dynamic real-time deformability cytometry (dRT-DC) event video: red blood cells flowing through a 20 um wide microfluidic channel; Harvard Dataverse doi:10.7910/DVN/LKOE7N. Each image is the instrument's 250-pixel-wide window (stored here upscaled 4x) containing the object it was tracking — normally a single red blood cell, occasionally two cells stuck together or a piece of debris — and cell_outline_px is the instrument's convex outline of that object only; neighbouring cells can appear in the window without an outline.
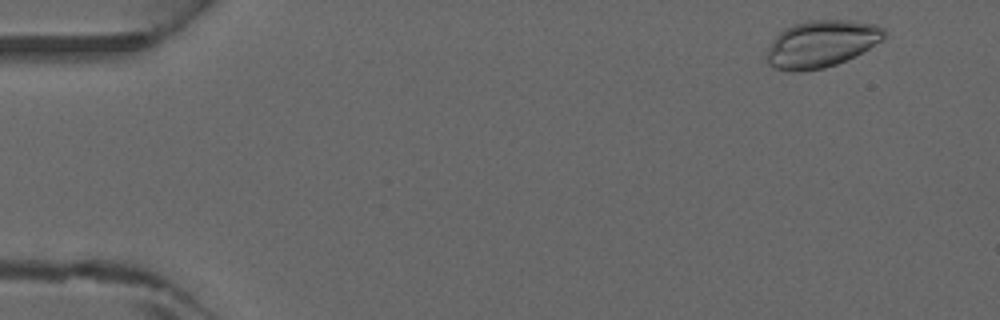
{"species": "common noctule bat (a hibernating species)", "species_latin": "Nyctalus noctula", "temperature_condition": "warm", "stored_images_in_passage": 45, "camera_frame_rate_fps": 3000, "um_per_image_px": 0.085, "animal": {"sex": "male", "forearm_length_mm": 52.5}, "frame": {"image": 1, "passage_image": 3, "time_ms": 0.667, "image_size_px": [1000, 320], "cell_outline_px": [[888, 32], [884, 40], [836, 64], [824, 68], [800, 72], [792, 72], [772, 68], [764, 60], [768, 48], [772, 40], [784, 28], [792, 24], [808, 20], [848, 20], [876, 24], [884, 28]], "centroid_in_image_um": [69.78, 3.73], "position_along_channel_um": 15.2, "area_um2": 32.48}}
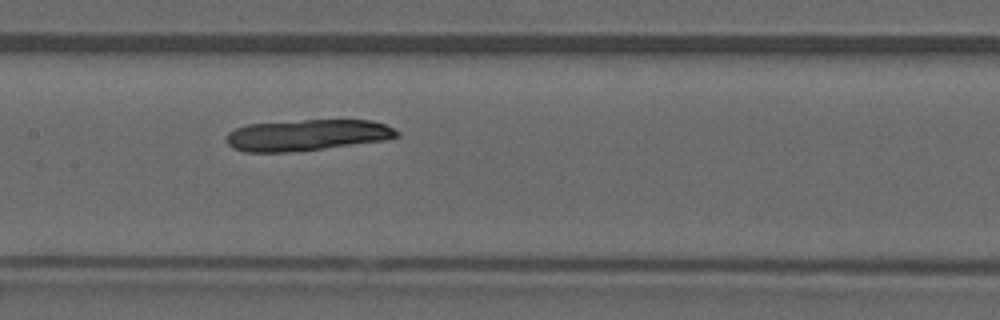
{"frame": {"image": 2, "passage_image": 22, "time_ms": 7.0, "image_size_px": [1000, 320], "cell_outline_px": [[400, 132], [396, 136], [384, 140], [324, 148], [288, 152], [244, 152], [232, 148], [228, 144], [228, 132], [236, 128], [248, 124], [304, 120], [372, 120], [384, 124]], "centroid_in_image_um": [26.07, 11.48], "position_along_channel_um": 181.3, "area_um2": 30.69}}
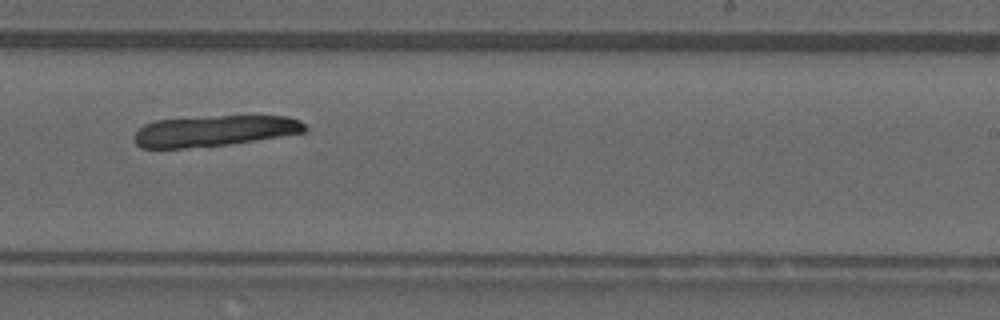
{"frame": {"image": 3, "passage_image": 28, "time_ms": 9.0, "image_size_px": [1000, 320], "cell_outline_px": [[308, 128], [304, 132], [256, 140], [228, 144], [184, 148], [140, 148], [132, 140], [132, 136], [144, 124], [156, 120], [216, 116], [288, 116], [300, 120]], "centroid_in_image_um": [18.18, 11.12], "position_along_channel_um": 270.8, "area_um2": 30.69}}